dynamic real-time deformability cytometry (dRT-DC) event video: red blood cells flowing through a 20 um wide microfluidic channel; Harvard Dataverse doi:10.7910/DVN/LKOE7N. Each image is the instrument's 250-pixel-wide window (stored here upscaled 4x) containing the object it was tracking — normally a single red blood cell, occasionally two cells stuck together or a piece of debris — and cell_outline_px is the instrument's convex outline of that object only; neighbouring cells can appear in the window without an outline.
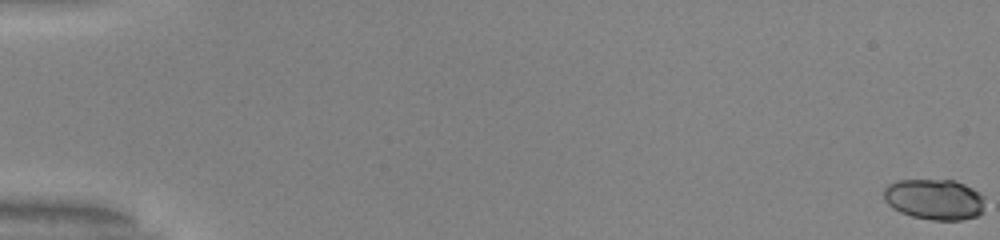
{"species": "common noctule bat (a hibernating species)", "species_latin": "Nyctalus noctula", "temperature_condition": "warm", "stored_images_in_passage": 54, "camera_frame_rate_fps": 3000, "um_per_image_px": 0.085, "animal": {"sex": "male", "body_mass_g": 20.0, "forearm_length_mm": 53.3}, "frame": {"image": 1, "passage_image": 1, "time_ms": 0.0, "image_size_px": [1000, 240], "cell_outline_px": [[984, 212], [976, 216], [960, 220], [932, 220], [912, 216], [900, 212], [892, 208], [884, 200], [884, 188], [888, 184], [896, 180], [956, 180], [980, 192], [984, 196]], "centroid_in_image_um": [79.44, 16.94], "position_along_channel_um": 5.6, "area_um2": 24.28}}
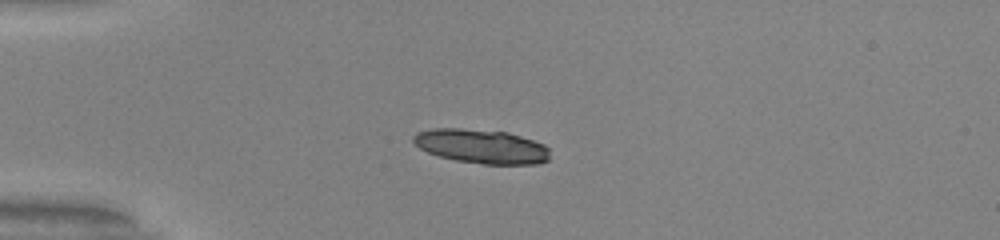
{"frame": {"image": 2, "passage_image": 16, "time_ms": 5.0, "image_size_px": [1000, 240], "cell_outline_px": [[548, 160], [536, 164], [484, 164], [456, 160], [440, 156], [428, 152], [420, 148], [412, 140], [412, 136], [416, 132], [432, 128], [460, 128], [508, 132], [544, 144], [548, 148]], "centroid_in_image_um": [40.9, 12.43], "position_along_channel_um": 44.1, "area_um2": 27.05}}